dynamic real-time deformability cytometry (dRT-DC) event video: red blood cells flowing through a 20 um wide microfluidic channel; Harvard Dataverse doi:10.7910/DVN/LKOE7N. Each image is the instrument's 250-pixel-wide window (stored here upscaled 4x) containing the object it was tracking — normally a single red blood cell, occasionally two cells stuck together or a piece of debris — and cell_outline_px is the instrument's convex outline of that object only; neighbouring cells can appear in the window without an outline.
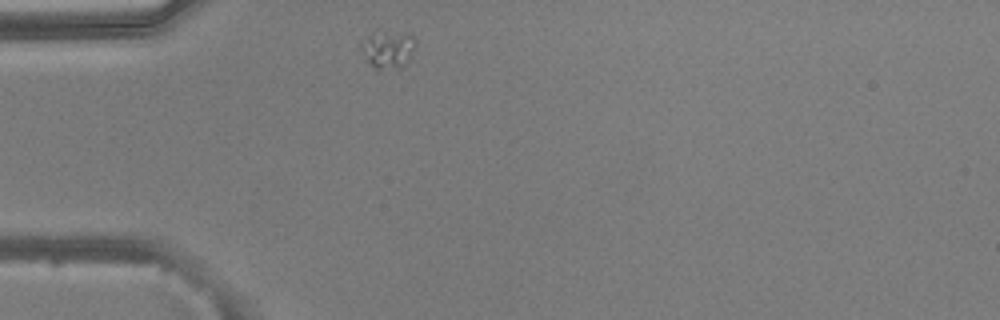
{"species": "common noctule bat (a hibernating species)", "species_latin": "Nyctalus noctula", "temperature_condition": "warm", "stored_images_in_passage": 40, "camera_frame_rate_fps": 3000, "um_per_image_px": 0.085, "animal": {"sex": "male", "body_mass_g": 20.5, "forearm_length_mm": 52.5}, "frame": {"image": 1, "passage_image": 1, "time_ms": 0.0, "image_size_px": [1000, 320], "cell_outline_px": [[416, 44], [404, 64], [396, 68], [372, 68], [360, 48], [360, 40], [368, 36], [408, 32], [416, 40]], "centroid_in_image_um": [32.96, 4.21], "position_along_channel_um": 52.0, "area_um2": 11.21}}
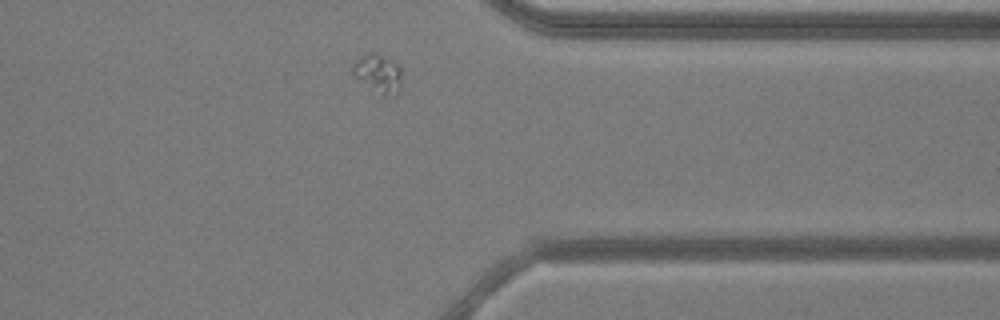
{"frame": {"image": 2, "passage_image": 29, "time_ms": 9.333, "image_size_px": [1000, 320], "cell_outline_px": [[400, 92], [396, 96], [380, 96], [356, 76], [352, 72], [352, 64], [356, 60], [368, 52], [372, 52], [400, 64]], "centroid_in_image_um": [32.17, 6.28], "position_along_channel_um": 379.2, "area_um2": 10.98}}
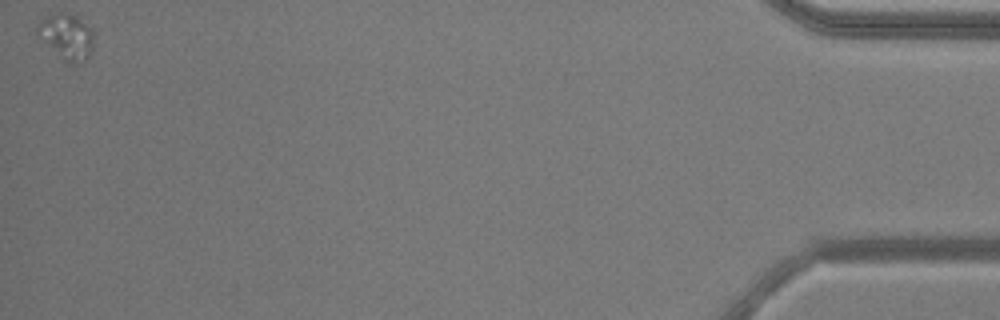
{"frame": {"image": 3, "passage_image": 40, "time_ms": 13.0, "image_size_px": [1000, 320], "cell_outline_px": [[92, 48], [88, 56], [80, 64], [72, 64], [64, 60], [44, 44], [32, 32], [36, 24], [40, 20], [56, 12], [64, 12], [80, 20], [92, 32]], "centroid_in_image_um": [5.55, 3.12], "position_along_channel_um": 429.7, "area_um2": 14.97}}